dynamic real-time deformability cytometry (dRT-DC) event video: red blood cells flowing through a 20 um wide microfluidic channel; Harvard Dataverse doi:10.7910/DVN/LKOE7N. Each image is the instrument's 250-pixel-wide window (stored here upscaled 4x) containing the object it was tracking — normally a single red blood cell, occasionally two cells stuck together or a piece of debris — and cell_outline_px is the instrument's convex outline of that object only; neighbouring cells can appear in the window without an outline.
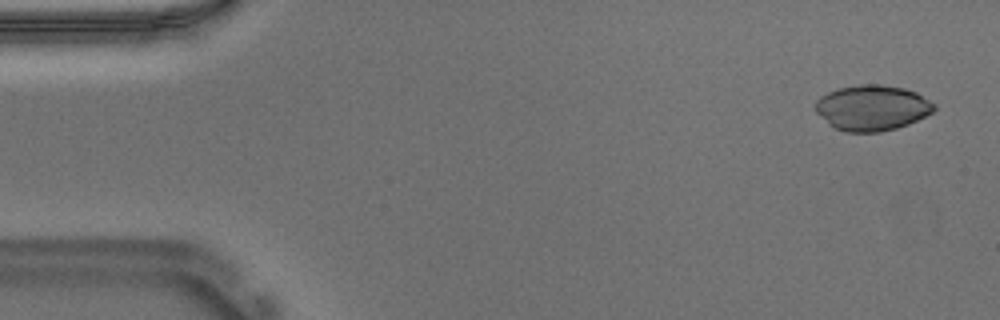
{"species": "Egyptian fruit bat (a non-hibernating species)", "species_latin": "Rousettus aegyptiacus", "temperature_condition": "warm", "stored_images_in_passage": 53, "camera_frame_rate_fps": 3000, "um_per_image_px": 0.085, "animal": {"sex": "male"}, "frame": {"image": 1, "passage_image": 2, "time_ms": 0.333, "image_size_px": [1000, 320], "cell_outline_px": [[936, 108], [932, 112], [908, 124], [896, 128], [880, 132], [844, 132], [832, 128], [816, 112], [816, 100], [820, 96], [828, 92], [840, 88], [860, 84], [880, 84], [904, 88], [916, 92], [936, 104]], "centroid_in_image_um": [74.11, 9.17], "position_along_channel_um": 10.9, "area_um2": 31.56}}
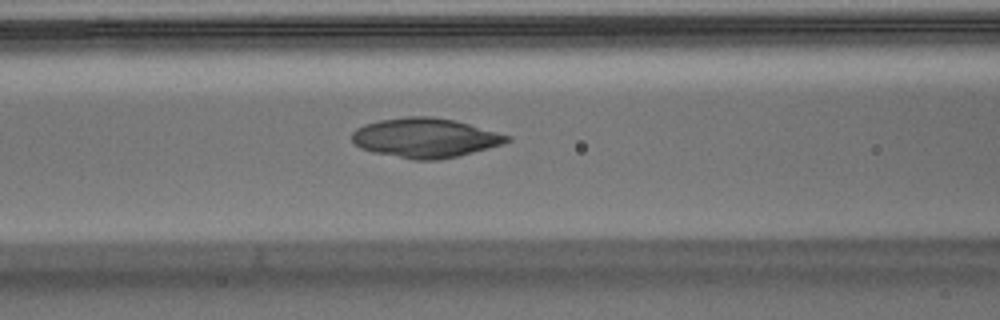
{"frame": {"image": 2, "passage_image": 21, "time_ms": 6.667, "image_size_px": [1000, 320], "cell_outline_px": [[512, 140], [504, 144], [440, 160], [412, 160], [372, 152], [360, 148], [352, 140], [352, 132], [356, 128], [364, 124], [380, 120], [408, 116], [432, 116], [452, 120], [468, 124], [512, 136]], "centroid_in_image_um": [36.13, 11.72], "position_along_channel_um": 130.5, "area_um2": 35.66}}
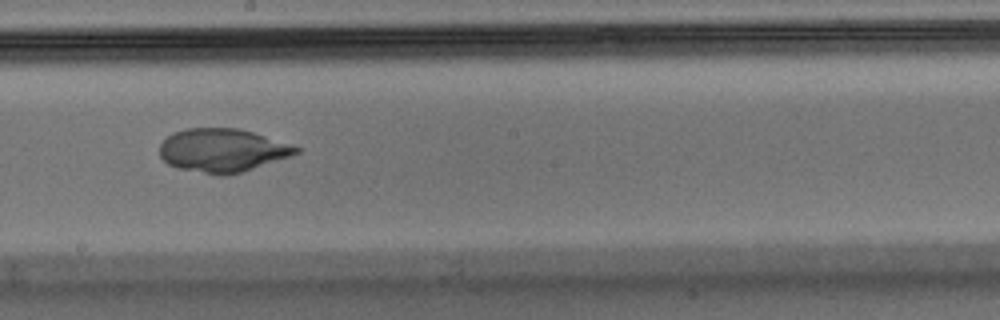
{"frame": {"image": 3, "passage_image": 29, "time_ms": 9.333, "image_size_px": [1000, 320], "cell_outline_px": [[300, 152], [240, 172], [224, 176], [216, 176], [176, 168], [168, 164], [160, 156], [160, 144], [172, 132], [184, 128], [240, 128], [300, 148]], "centroid_in_image_um": [18.81, 12.78], "position_along_channel_um": 229.4, "area_um2": 34.22}}